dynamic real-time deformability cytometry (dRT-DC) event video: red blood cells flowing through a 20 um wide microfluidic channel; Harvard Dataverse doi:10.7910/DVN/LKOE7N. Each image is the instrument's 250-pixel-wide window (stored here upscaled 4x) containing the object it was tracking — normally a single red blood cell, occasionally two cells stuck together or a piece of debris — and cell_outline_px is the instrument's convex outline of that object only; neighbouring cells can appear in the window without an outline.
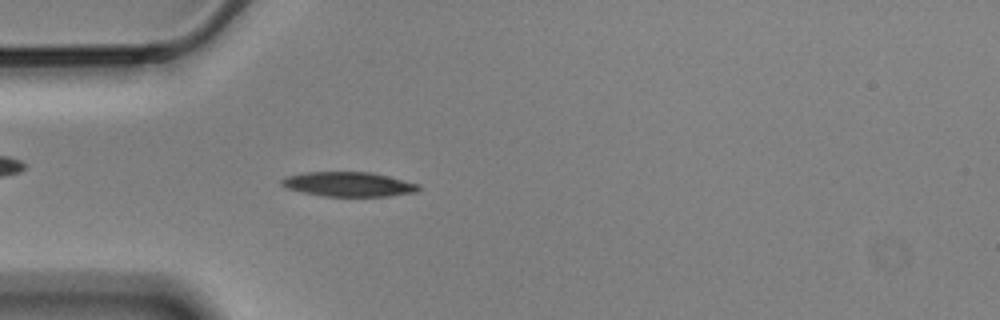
{"species": "Egyptian fruit bat (a non-hibernating species)", "species_latin": "Rousettus aegyptiacus", "temperature_condition": "cold", "stored_images_in_passage": 55, "camera_frame_rate_fps": 3000, "um_per_image_px": 0.085, "animal": {"sex": "male"}, "frame": {"image": 1, "passage_image": 14, "time_ms": 4.333, "image_size_px": [1000, 320], "cell_outline_px": [[420, 192], [388, 196], [324, 196], [304, 192], [288, 188], [280, 184], [280, 180], [284, 176], [304, 172], [372, 172], [420, 184]], "centroid_in_image_um": [29.65, 15.65], "position_along_channel_um": 55.3, "area_um2": 19.71}}
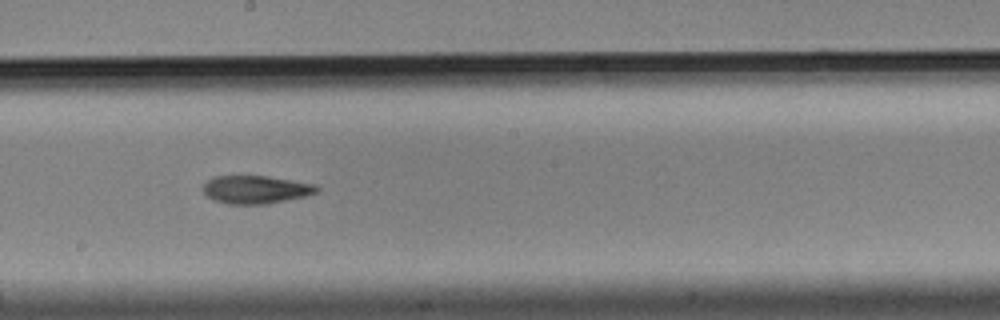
{"frame": {"image": 2, "passage_image": 29, "time_ms": 9.333, "image_size_px": [1000, 320], "cell_outline_px": [[320, 188], [316, 192], [304, 196], [268, 204], [228, 204], [216, 200], [208, 196], [200, 188], [212, 176], [268, 176], [316, 184]], "centroid_in_image_um": [21.73, 16.1], "position_along_channel_um": 226.5, "area_um2": 18.55}}
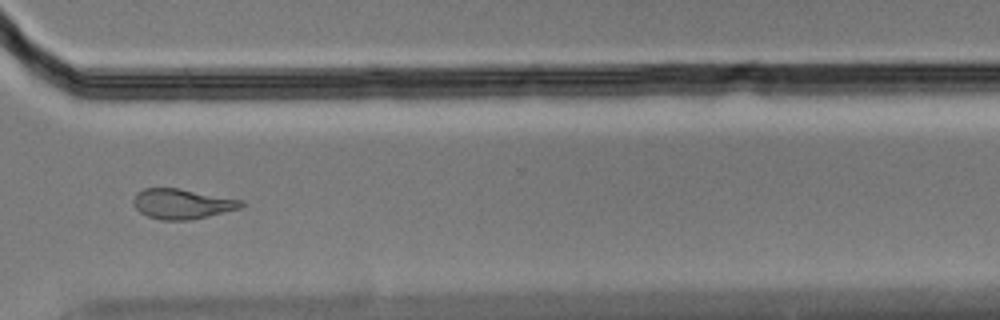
{"frame": {"image": 3, "passage_image": 40, "time_ms": 13.0, "image_size_px": [1000, 320], "cell_outline_px": [[244, 204], [240, 208], [192, 220], [160, 220], [148, 216], [140, 212], [136, 208], [132, 200], [136, 192], [144, 188], [180, 188], [244, 200]], "centroid_in_image_um": [15.47, 17.32], "position_along_channel_um": 355.1, "area_um2": 19.02}, "authors_computed_cell_mechanics": {"area_um2": 19.1896, "velocity_mm_per_s": 3.5102, "shape_relaxation_time_tau1_ms": 6.8927, "shape_relaxation_time_tau2_ms": 6.1248, "deformation_change_tau1": 0.1713, "deformation_change_tau2": 0.155}}